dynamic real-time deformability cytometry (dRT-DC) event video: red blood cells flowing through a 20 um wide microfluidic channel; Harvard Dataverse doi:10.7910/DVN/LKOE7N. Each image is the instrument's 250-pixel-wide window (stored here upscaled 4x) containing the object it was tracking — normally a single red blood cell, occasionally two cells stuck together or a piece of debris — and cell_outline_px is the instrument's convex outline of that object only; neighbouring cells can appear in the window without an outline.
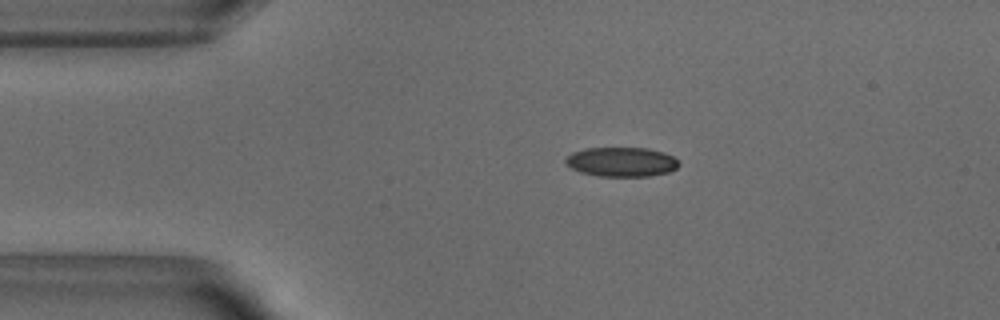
{"species": "common noctule bat (a hibernating species)", "species_latin": "Nyctalus noctula", "temperature_condition": "warm", "stored_images_in_passage": 43, "camera_frame_rate_fps": 3000, "um_per_image_px": 0.085, "animal": {"sex": "male", "body_mass_g": 18.8}, "frame": {"image": 1, "passage_image": 1, "time_ms": 0.0, "image_size_px": [1000, 320], "cell_outline_px": [[680, 164], [676, 168], [668, 172], [648, 176], [600, 176], [580, 172], [572, 168], [564, 160], [572, 152], [584, 148], [648, 148], [664, 152], [672, 156]], "centroid_in_image_um": [52.83, 13.75], "position_along_channel_um": 32.2, "area_um2": 19.31}}
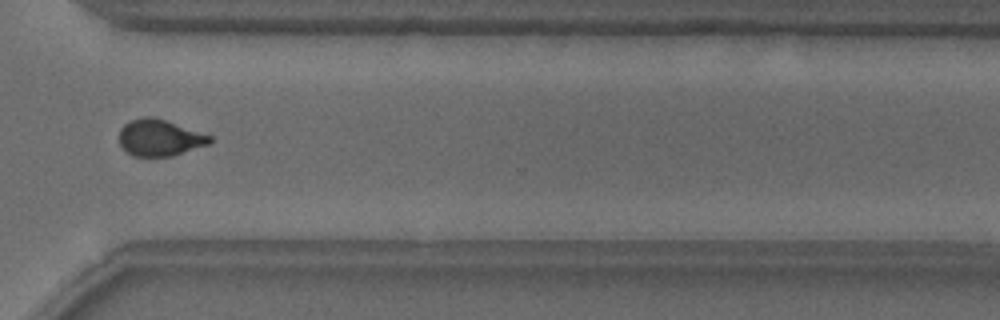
{"frame": {"image": 2, "passage_image": 29, "time_ms": 9.333, "image_size_px": [1000, 320], "cell_outline_px": [[212, 140], [208, 144], [172, 156], [132, 156], [120, 144], [120, 128], [124, 124], [132, 120], [144, 116], [152, 116], [212, 136]], "centroid_in_image_um": [13.55, 11.71], "position_along_channel_um": 357.0, "area_um2": 18.96}}
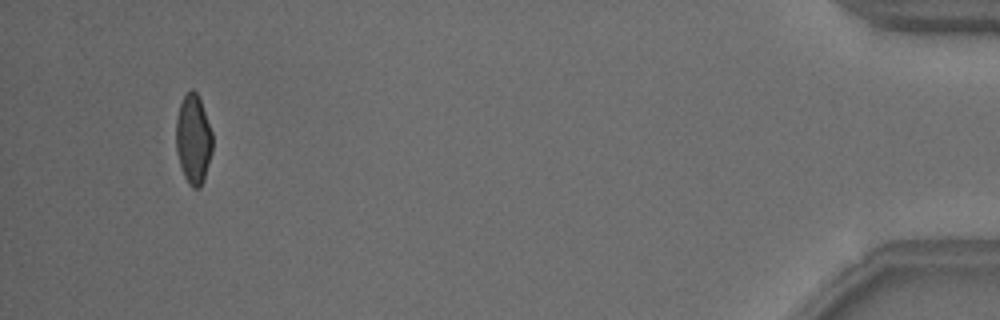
{"frame": {"image": 3, "passage_image": 40, "time_ms": 13.0, "image_size_px": [1000, 320], "cell_outline_px": [[212, 152], [204, 180], [200, 188], [192, 188], [188, 184], [184, 176], [176, 152], [176, 120], [180, 104], [184, 96], [192, 88], [196, 92], [200, 100], [212, 132]], "centroid_in_image_um": [16.43, 11.87], "position_along_channel_um": 418.8, "area_um2": 18.96}, "authors_computed_cell_mechanics": {"area_um2": 19.7098, "velocity_mm_per_s": 3.8533, "shape_relaxation_time_tau1_ms": 4.2041, "shape_relaxation_time_tau2_ms": 1.1445, "deformation_change_tau1": 0.1507, "deformation_change_tau2": 0.0686}}